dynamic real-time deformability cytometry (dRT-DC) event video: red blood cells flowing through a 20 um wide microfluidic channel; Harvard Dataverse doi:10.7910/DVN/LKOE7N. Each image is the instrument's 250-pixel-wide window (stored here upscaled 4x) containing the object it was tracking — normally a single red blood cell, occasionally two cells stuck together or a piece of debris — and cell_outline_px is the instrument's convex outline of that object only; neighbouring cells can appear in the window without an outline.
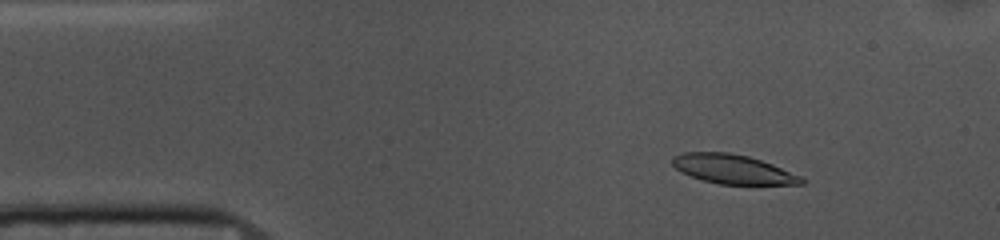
{"species": "common noctule bat (a hibernating species)", "species_latin": "Nyctalus noctula", "temperature_condition": "cold", "stored_images_in_passage": 39, "camera_frame_rate_fps": 3000, "um_per_image_px": 0.085, "animal": {"sex": "female", "body_mass_g": 10.0, "forearm_length_mm": 53.1}, "frame": {"image": 1, "passage_image": 7, "time_ms": 2.0, "image_size_px": [1000, 240], "cell_outline_px": [[804, 184], [720, 184], [704, 180], [680, 172], [672, 164], [672, 156], [684, 152], [728, 152], [748, 156], [772, 164], [800, 176], [804, 180]], "centroid_in_image_um": [62.26, 14.37], "position_along_channel_um": 22.7, "area_um2": 21.73}}
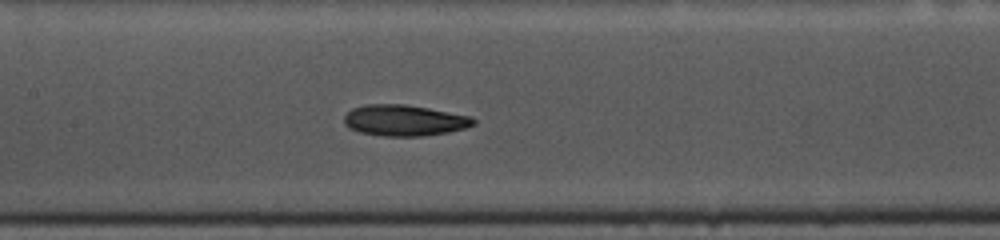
{"frame": {"image": 2, "passage_image": 24, "time_ms": 7.667, "image_size_px": [1000, 240], "cell_outline_px": [[476, 124], [464, 128], [448, 132], [420, 136], [384, 136], [360, 132], [348, 128], [344, 124], [344, 116], [352, 108], [368, 104], [404, 104], [428, 108], [472, 116], [476, 120]], "centroid_in_image_um": [34.37, 10.23], "position_along_channel_um": 173.0, "area_um2": 23.41}}
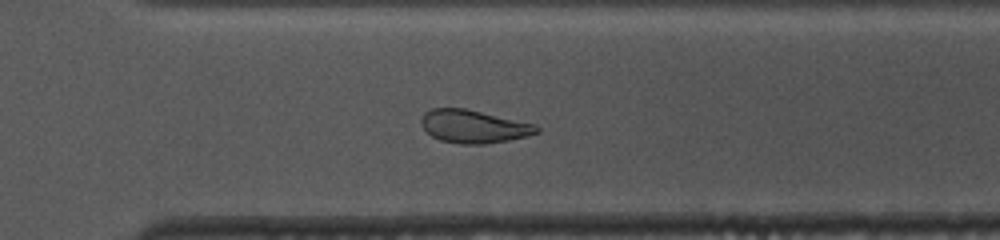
{"frame": {"image": 3, "passage_image": 37, "time_ms": 12.0, "image_size_px": [1000, 240], "cell_outline_px": [[540, 132], [528, 136], [508, 140], [484, 144], [460, 144], [440, 140], [432, 136], [420, 124], [420, 120], [424, 112], [432, 108], [464, 108], [536, 124], [540, 128]], "centroid_in_image_um": [40.26, 10.75], "position_along_channel_um": 330.3, "area_um2": 22.25}}